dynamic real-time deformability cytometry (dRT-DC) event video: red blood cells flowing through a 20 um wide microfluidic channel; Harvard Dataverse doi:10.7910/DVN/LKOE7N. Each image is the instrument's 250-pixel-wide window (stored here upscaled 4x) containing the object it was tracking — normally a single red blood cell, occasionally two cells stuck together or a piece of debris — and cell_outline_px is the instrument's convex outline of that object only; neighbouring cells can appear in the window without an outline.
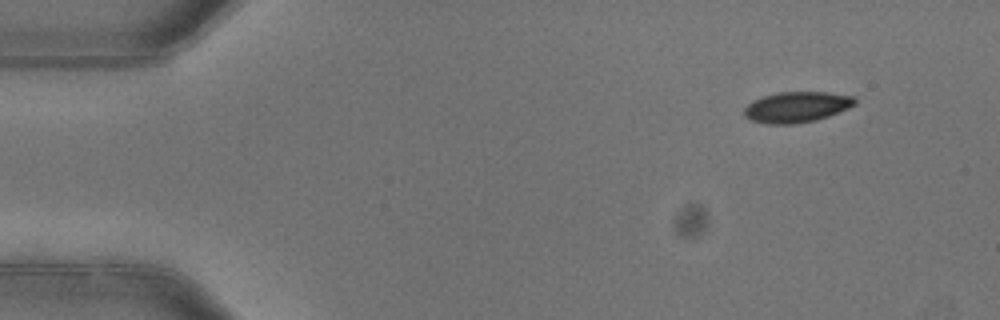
{"species": "common noctule bat (a hibernating species)", "species_latin": "Nyctalus noctula", "temperature_condition": "warm", "stored_images_in_passage": 4, "camera_frame_rate_fps": 3000, "um_per_image_px": 0.085, "animal": {"sex": "female"}, "frame": {"image": 1, "passage_image": 1, "time_ms": 0.0, "image_size_px": [1000, 320], "cell_outline_px": [[856, 104], [848, 108], [828, 116], [816, 120], [796, 124], [764, 124], [752, 120], [744, 116], [744, 108], [752, 100], [776, 92], [828, 92], [856, 96]], "centroid_in_image_um": [67.72, 9.09], "position_along_channel_um": 17.3, "area_um2": 20.0}}
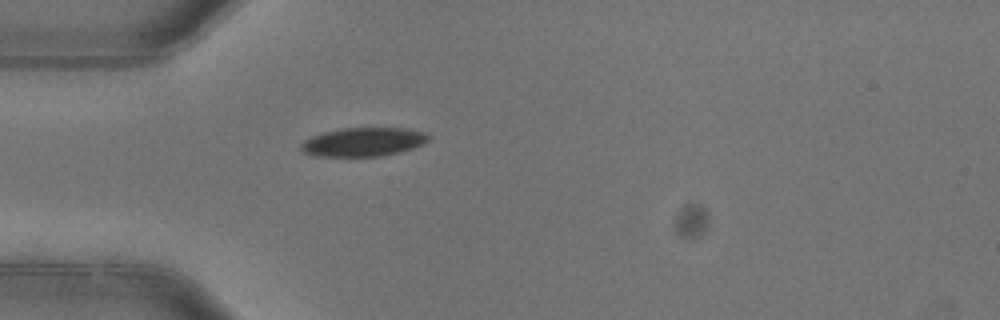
{"frame": {"image": 2, "passage_image": 4, "time_ms": 1.0, "image_size_px": [1000, 320], "cell_outline_px": [[432, 136], [424, 144], [400, 152], [380, 156], [312, 156], [304, 152], [300, 148], [300, 144], [304, 140], [312, 136], [324, 132], [340, 128], [408, 128], [428, 132]], "centroid_in_image_um": [30.92, 12.06], "position_along_channel_um": 54.1, "area_um2": 21.62}}